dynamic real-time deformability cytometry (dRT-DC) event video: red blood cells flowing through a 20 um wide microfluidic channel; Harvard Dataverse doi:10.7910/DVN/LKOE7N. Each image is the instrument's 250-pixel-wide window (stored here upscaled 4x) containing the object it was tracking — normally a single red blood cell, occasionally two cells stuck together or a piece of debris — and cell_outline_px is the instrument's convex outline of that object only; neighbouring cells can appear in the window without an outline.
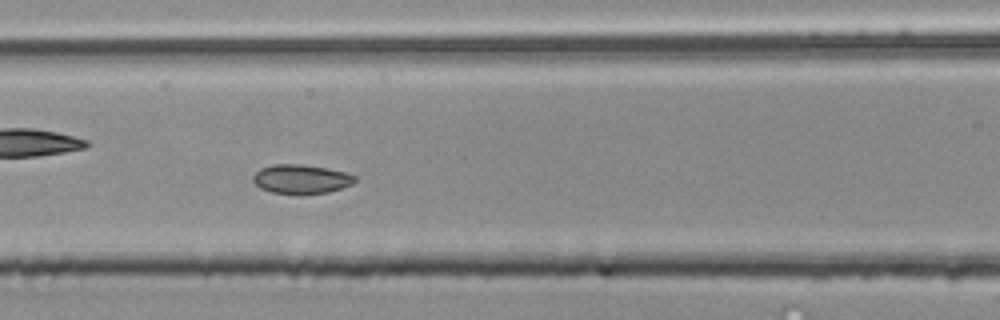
{"species": "common noctule bat (a hibernating species)", "species_latin": "Nyctalus noctula", "temperature_condition": "room temperature", "stored_images_in_passage": 13, "camera_frame_rate_fps": 3000, "um_per_image_px": 0.085, "animal": {"sex": "male", "body_mass_g": 20.4}, "frame": {"image": 1, "passage_image": 10, "time_ms": 3.0, "image_size_px": [1000, 320], "cell_outline_px": [[356, 180], [352, 184], [328, 192], [272, 192], [260, 188], [252, 180], [252, 176], [260, 168], [272, 164], [300, 164], [324, 168], [344, 172], [356, 176]], "centroid_in_image_um": [25.56, 15.19], "position_along_channel_um": 141.0, "area_um2": 16.7}}
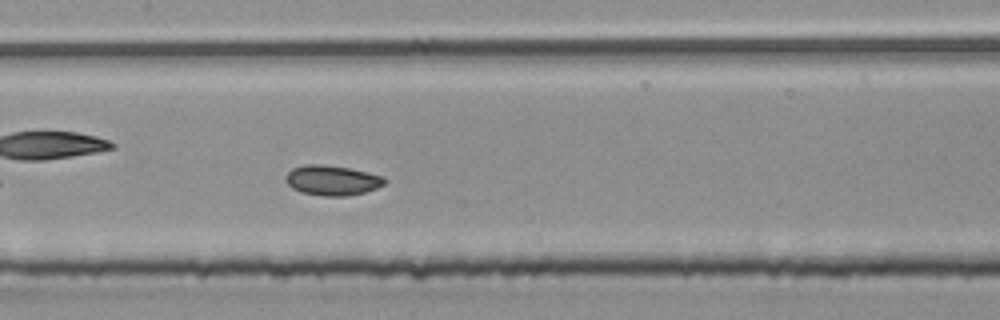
{"frame": {"image": 2, "passage_image": 13, "time_ms": 4.0, "image_size_px": [1000, 320], "cell_outline_px": [[388, 180], [384, 184], [376, 188], [364, 192], [344, 196], [324, 196], [300, 192], [292, 188], [284, 180], [284, 176], [292, 168], [304, 164], [324, 164], [348, 168], [368, 172], [384, 176]], "centroid_in_image_um": [28.21, 15.32], "position_along_channel_um": 179.2, "area_um2": 17.46}}